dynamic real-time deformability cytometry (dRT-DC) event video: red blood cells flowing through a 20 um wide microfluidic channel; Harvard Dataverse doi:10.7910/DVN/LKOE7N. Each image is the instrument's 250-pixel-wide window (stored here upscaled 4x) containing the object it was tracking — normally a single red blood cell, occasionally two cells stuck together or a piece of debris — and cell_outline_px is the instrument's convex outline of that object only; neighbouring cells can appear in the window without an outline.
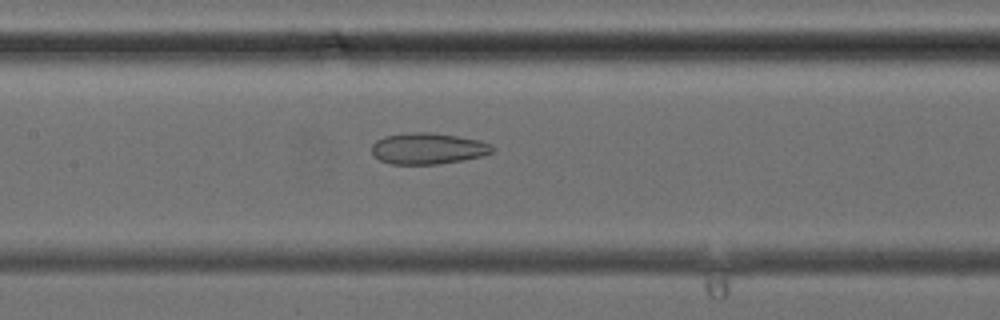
{"species": "common noctule bat (a hibernating species)", "species_latin": "Nyctalus noctula", "temperature_condition": "cold", "stored_images_in_passage": 38, "camera_frame_rate_fps": 3000, "um_per_image_px": 0.085, "animal": {"sex": "female", "body_mass_g": 24.6, "forearm_length_mm": 56.2}, "frame": {"image": 1, "passage_image": 18, "time_ms": 5.667, "image_size_px": [1000, 320], "cell_outline_px": [[496, 148], [492, 152], [480, 156], [460, 160], [436, 164], [392, 164], [380, 160], [372, 152], [372, 144], [376, 140], [384, 136], [416, 132], [428, 132], [456, 136], [480, 140], [492, 144]], "centroid_in_image_um": [36.38, 12.62], "position_along_channel_um": 171.0, "area_um2": 21.73}}
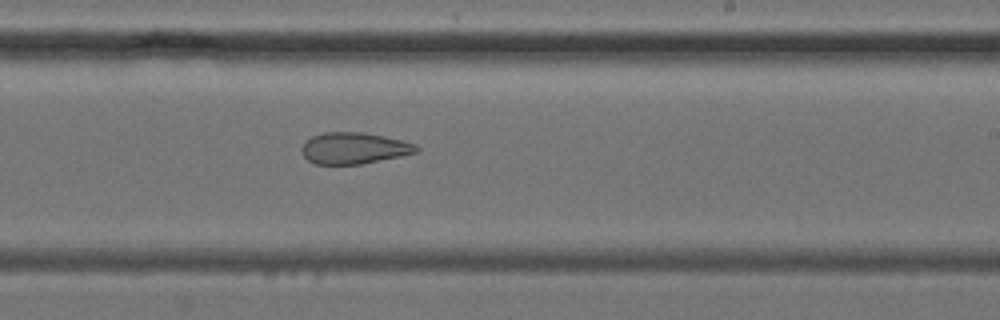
{"frame": {"image": 2, "passage_image": 23, "time_ms": 7.333, "image_size_px": [1000, 320], "cell_outline_px": [[420, 148], [416, 152], [400, 156], [360, 164], [312, 164], [304, 156], [300, 148], [312, 136], [324, 132], [364, 132], [384, 136], [416, 144]], "centroid_in_image_um": [30.07, 12.59], "position_along_channel_um": 258.9, "area_um2": 20.87}}
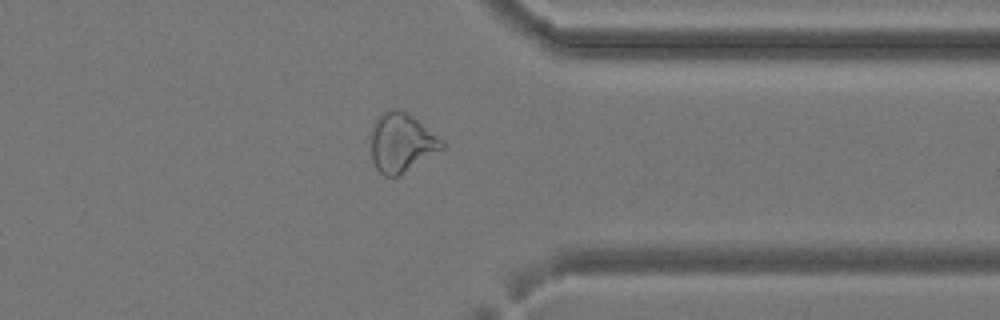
{"frame": {"image": 3, "passage_image": 30, "time_ms": 9.667, "image_size_px": [1000, 320], "cell_outline_px": [[444, 148], [396, 176], [384, 176], [376, 168], [372, 160], [372, 128], [376, 120], [384, 112], [396, 108], [400, 108], [444, 140]], "centroid_in_image_um": [34.13, 12.12], "position_along_channel_um": 377.3, "area_um2": 23.76}}